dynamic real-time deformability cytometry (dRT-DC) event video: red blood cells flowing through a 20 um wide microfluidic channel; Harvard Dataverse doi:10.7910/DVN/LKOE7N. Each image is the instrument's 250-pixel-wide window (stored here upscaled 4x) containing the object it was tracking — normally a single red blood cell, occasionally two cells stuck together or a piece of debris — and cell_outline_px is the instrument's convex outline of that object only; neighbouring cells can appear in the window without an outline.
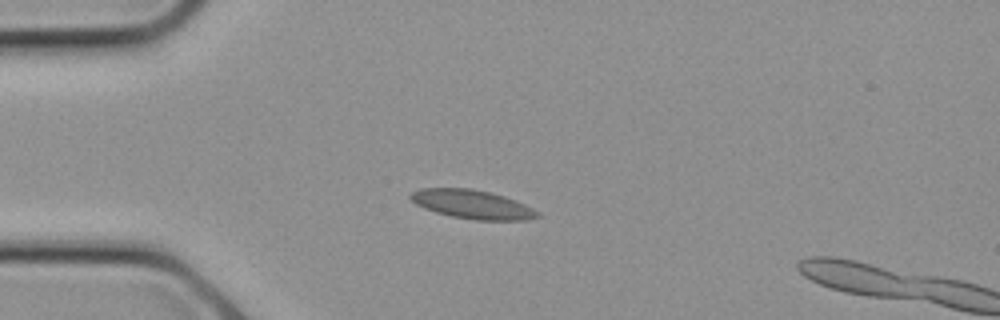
{"species": "common noctule bat (a hibernating species)", "species_latin": "Nyctalus noctula", "temperature_condition": "cold", "stored_images_in_passage": 8, "camera_frame_rate_fps": 3000, "um_per_image_px": 0.085, "animal": {"sex": "female", "body_mass_g": 21.9}, "frame": {"image": 1, "passage_image": 6, "time_ms": 1.667, "image_size_px": [1000, 320], "cell_outline_px": [[540, 216], [524, 220], [476, 220], [452, 216], [436, 212], [424, 208], [416, 204], [408, 196], [412, 192], [420, 188], [472, 188], [504, 196], [516, 200], [540, 212]], "centroid_in_image_um": [40.14, 17.36], "position_along_channel_um": 44.9, "area_um2": 21.21}}